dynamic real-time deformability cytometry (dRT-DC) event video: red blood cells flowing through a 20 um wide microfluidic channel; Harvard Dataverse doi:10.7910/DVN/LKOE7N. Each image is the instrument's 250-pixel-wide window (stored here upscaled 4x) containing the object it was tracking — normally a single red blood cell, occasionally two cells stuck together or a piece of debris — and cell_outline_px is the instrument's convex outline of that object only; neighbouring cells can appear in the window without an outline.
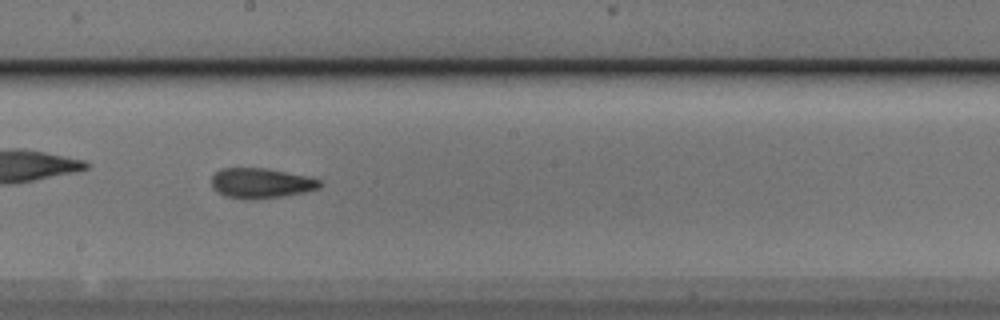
{"species": "Egyptian fruit bat (a non-hibernating species)", "species_latin": "Rousettus aegyptiacus", "temperature_condition": "cold", "stored_images_in_passage": 51, "camera_frame_rate_fps": 3000, "um_per_image_px": 0.085, "animal": {"sex": "male"}, "frame": {"image": 1, "passage_image": 30, "time_ms": 9.667, "image_size_px": [1000, 320], "cell_outline_px": [[324, 184], [320, 188], [304, 192], [256, 200], [248, 200], [224, 196], [216, 192], [212, 188], [212, 176], [220, 168], [264, 168], [308, 176], [320, 180]], "centroid_in_image_um": [22.17, 15.58], "position_along_channel_um": 226.0, "area_um2": 19.19}}